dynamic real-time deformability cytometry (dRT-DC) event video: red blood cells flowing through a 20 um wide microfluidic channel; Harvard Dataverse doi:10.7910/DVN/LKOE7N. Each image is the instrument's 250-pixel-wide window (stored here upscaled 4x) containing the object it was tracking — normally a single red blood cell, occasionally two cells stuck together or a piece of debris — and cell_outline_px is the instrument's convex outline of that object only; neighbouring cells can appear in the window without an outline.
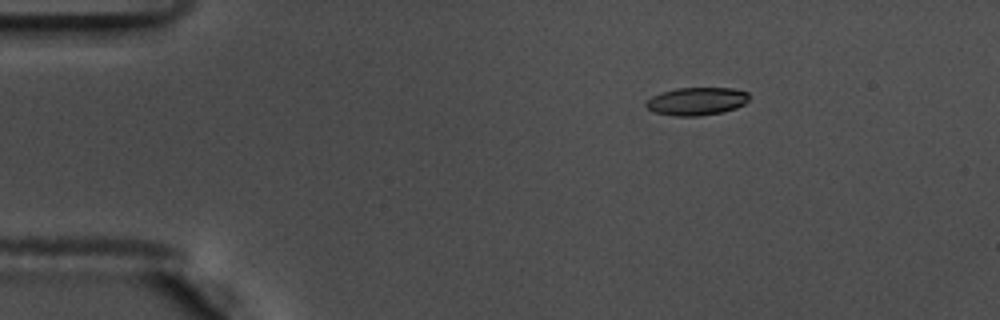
{"species": "common noctule bat (a hibernating species)", "species_latin": "Nyctalus noctula", "temperature_condition": "warm", "stored_images_in_passage": 48, "camera_frame_rate_fps": 3000, "um_per_image_px": 0.085, "animal": {"sex": "male", "body_mass_g": 17.5, "forearm_length_mm": 52.3}, "frame": {"image": 1, "passage_image": 1, "time_ms": 0.0, "image_size_px": [1000, 320], "cell_outline_px": [[748, 100], [744, 104], [736, 108], [720, 112], [696, 116], [676, 116], [656, 112], [648, 108], [644, 104], [652, 96], [660, 92], [676, 88], [732, 88], [748, 92]], "centroid_in_image_um": [59.21, 8.59], "position_along_channel_um": 25.8, "area_um2": 16.59}}
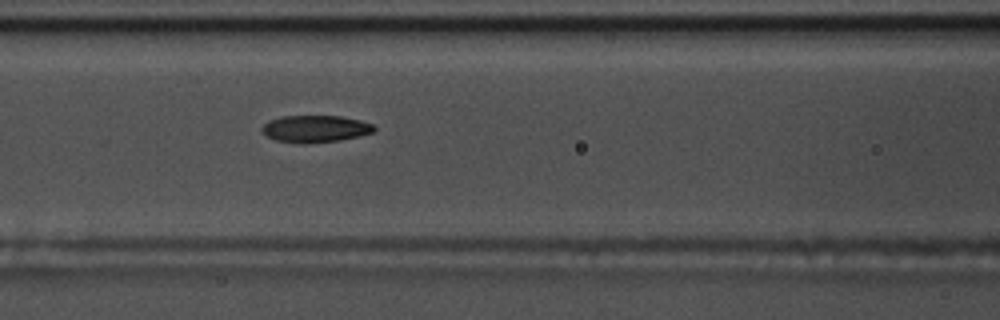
{"frame": {"image": 2, "passage_image": 16, "time_ms": 5.0, "image_size_px": [1000, 320], "cell_outline_px": [[376, 128], [372, 132], [360, 136], [340, 140], [308, 144], [300, 144], [276, 140], [268, 136], [260, 128], [268, 120], [280, 116], [340, 116], [360, 120], [372, 124]], "centroid_in_image_um": [26.78, 10.95], "position_along_channel_um": 139.8, "area_um2": 17.74}}
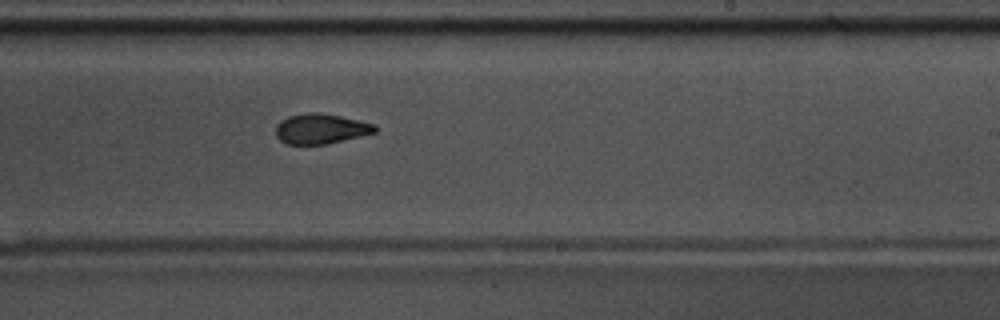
{"frame": {"image": 3, "passage_image": 26, "time_ms": 8.333, "image_size_px": [1000, 320], "cell_outline_px": [[376, 132], [328, 144], [288, 144], [280, 140], [276, 136], [276, 124], [280, 120], [288, 116], [304, 112], [320, 112], [340, 116], [376, 124]], "centroid_in_image_um": [27.24, 10.93], "position_along_channel_um": 261.8, "area_um2": 17.51}, "authors_computed_cell_mechanics": {"area_um2": 17.7446, "velocity_mm_per_s": 3.6718, "shape_relaxation_time_tau1_ms": 3.7826, "shape_relaxation_time_tau2_ms": 3.0622, "deformation_change_tau1": 0.1619, "deformation_change_tau2": 0.0963}}